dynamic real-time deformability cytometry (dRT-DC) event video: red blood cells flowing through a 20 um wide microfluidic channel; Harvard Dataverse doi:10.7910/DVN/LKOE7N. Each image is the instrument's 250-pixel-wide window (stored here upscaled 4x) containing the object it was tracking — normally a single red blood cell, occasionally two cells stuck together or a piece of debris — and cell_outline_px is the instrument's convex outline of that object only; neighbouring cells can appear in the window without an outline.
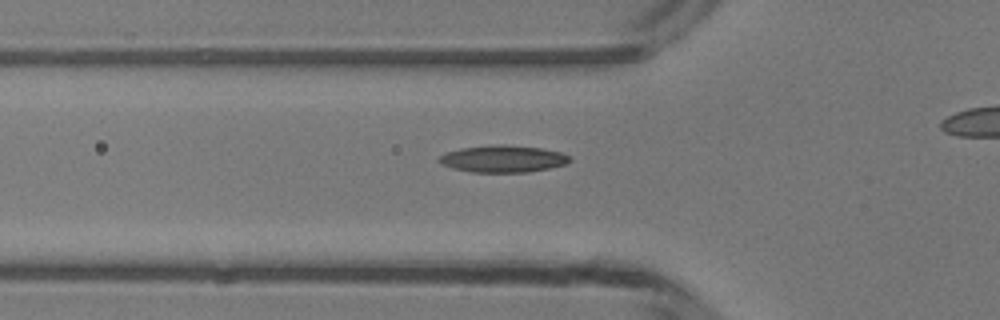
{"species": "common noctule bat (a hibernating species)", "species_latin": "Nyctalus noctula", "temperature_condition": "room temperature", "stored_images_in_passage": 40, "camera_frame_rate_fps": 3000, "um_per_image_px": 0.085, "animal": {"sex": "male", "body_mass_g": 13.3}, "frame": {"image": 1, "passage_image": 17, "time_ms": 5.333, "image_size_px": [1000, 320], "cell_outline_px": [[572, 160], [568, 164], [528, 172], [472, 172], [452, 168], [436, 160], [440, 156], [448, 152], [460, 148], [492, 144], [504, 144], [544, 148], [560, 152], [572, 156]], "centroid_in_image_um": [42.81, 13.49], "position_along_channel_um": 83.0, "area_um2": 20.75}}
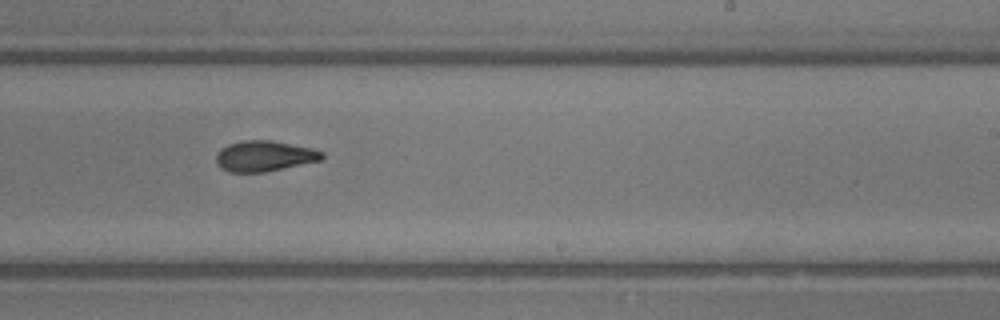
{"frame": {"image": 2, "passage_image": 30, "time_ms": 9.667, "image_size_px": [1000, 320], "cell_outline_px": [[324, 160], [264, 172], [228, 172], [220, 168], [216, 160], [216, 156], [220, 148], [228, 144], [240, 140], [272, 140], [312, 148], [324, 152]], "centroid_in_image_um": [22.48, 13.26], "position_along_channel_um": 266.5, "area_um2": 19.13}}
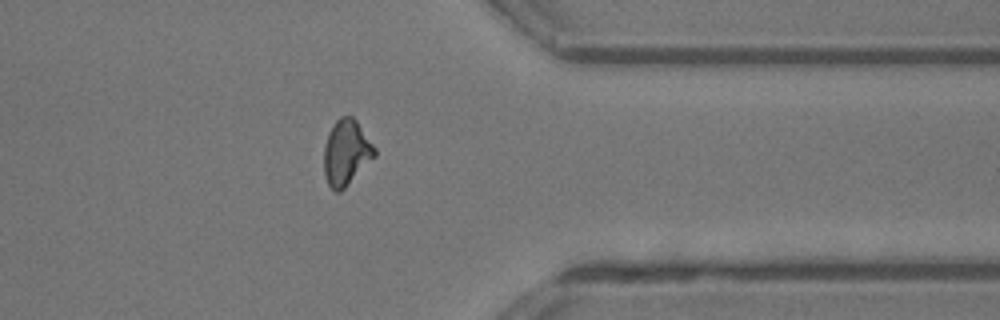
{"frame": {"image": 3, "passage_image": 39, "time_ms": 12.667, "image_size_px": [1000, 320], "cell_outline_px": [[376, 156], [340, 192], [336, 192], [328, 184], [324, 176], [324, 148], [328, 132], [332, 124], [340, 116], [352, 116], [356, 120], [376, 148]], "centroid_in_image_um": [29.43, 12.95], "position_along_channel_um": 382.0, "area_um2": 19.36}}